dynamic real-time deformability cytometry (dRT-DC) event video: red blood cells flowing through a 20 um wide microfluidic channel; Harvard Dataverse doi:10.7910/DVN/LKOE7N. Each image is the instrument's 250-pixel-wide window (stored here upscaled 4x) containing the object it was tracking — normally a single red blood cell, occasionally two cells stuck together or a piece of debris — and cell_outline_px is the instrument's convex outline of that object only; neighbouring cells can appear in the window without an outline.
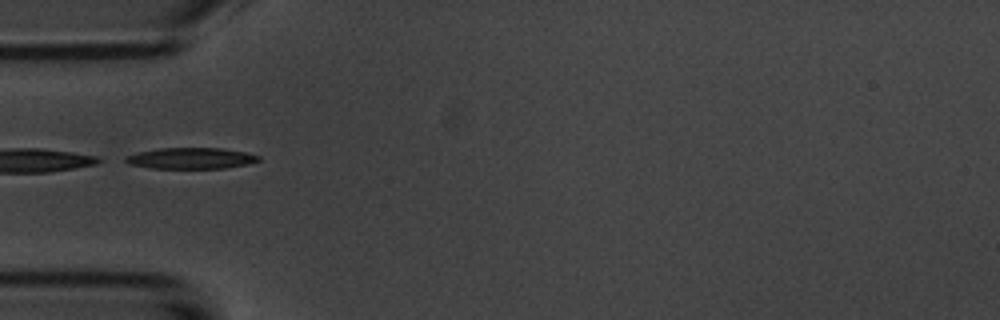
{"species": "common noctule bat (a hibernating species)", "species_latin": "Nyctalus noctula", "temperature_condition": "room temperature", "stored_images_in_passage": 7, "segment_of_instrument_passage": [2, 2], "camera_frame_rate_fps": 3000, "um_per_image_px": 0.085, "animal": {"sex": "male", "body_mass_g": 20.1, "forearm_length_mm": 53.5}, "frame": {"image": 1, "passage_image": 5, "time_ms": 4.333, "image_size_px": [1000, 320], "cell_outline_px": [[260, 160], [248, 164], [224, 168], [152, 168], [128, 164], [120, 160], [124, 156], [140, 152], [160, 148], [220, 148], [248, 152], [260, 156]], "centroid_in_image_um": [16.2, 13.45], "position_along_channel_um": 68.8, "area_um2": 16.47}}
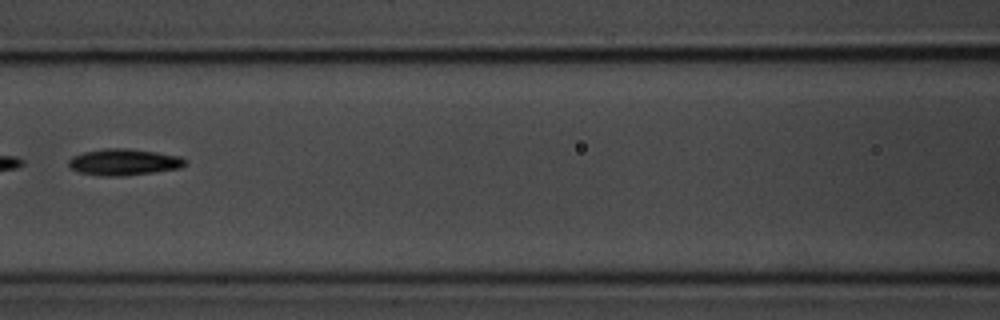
{"frame": {"image": 2, "passage_image": 7, "time_ms": 6.667, "image_size_px": [1000, 320], "cell_outline_px": [[188, 164], [180, 168], [124, 176], [96, 176], [80, 172], [72, 168], [68, 164], [68, 160], [72, 156], [84, 152], [104, 148], [128, 148], [156, 152], [180, 156], [188, 160]], "centroid_in_image_um": [10.55, 13.77], "position_along_channel_um": 156.1, "area_um2": 18.09}}